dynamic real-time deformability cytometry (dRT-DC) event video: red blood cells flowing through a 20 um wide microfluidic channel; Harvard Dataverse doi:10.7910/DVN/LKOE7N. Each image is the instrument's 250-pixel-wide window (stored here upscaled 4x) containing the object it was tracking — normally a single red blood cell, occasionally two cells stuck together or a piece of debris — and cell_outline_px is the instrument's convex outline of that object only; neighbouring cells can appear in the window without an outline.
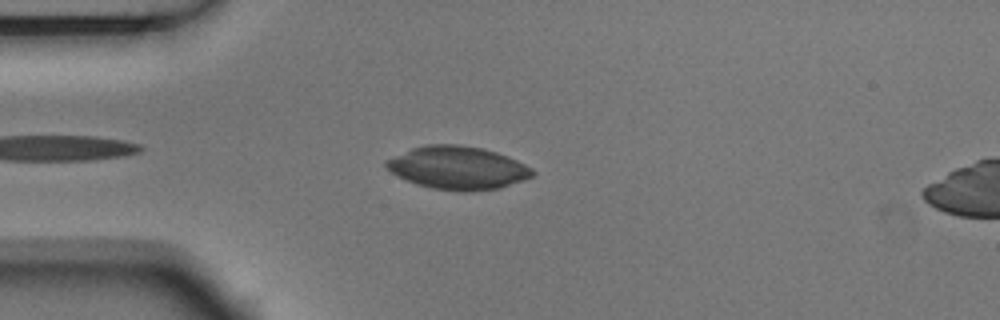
{"species": "Egyptian fruit bat (a non-hibernating species)", "species_latin": "Rousettus aegyptiacus", "temperature_condition": "room temperature", "stored_images_in_passage": 6, "camera_frame_rate_fps": 3000, "um_per_image_px": 0.085, "animal": {"sex": "male"}, "frame": {"image": 1, "passage_image": 3, "time_ms": 0.667, "image_size_px": [1000, 320], "cell_outline_px": [[536, 172], [532, 176], [500, 188], [468, 192], [460, 192], [432, 188], [416, 184], [396, 176], [384, 164], [384, 160], [412, 148], [424, 144], [460, 144], [484, 148], [508, 156], [532, 168]], "centroid_in_image_um": [38.89, 14.26], "position_along_channel_um": 46.1, "area_um2": 36.88}}
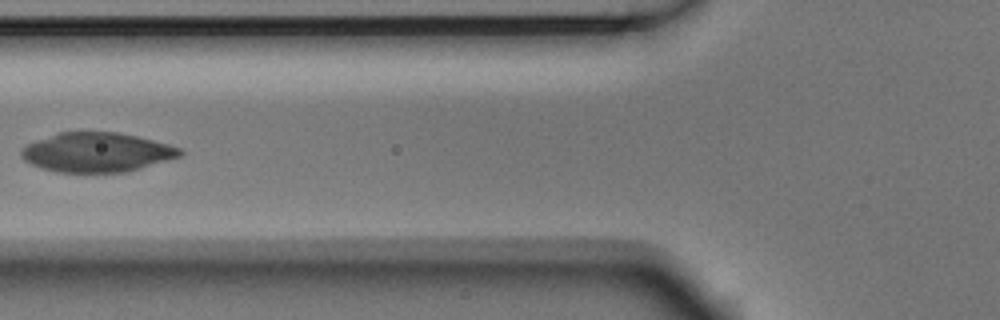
{"frame": {"image": 2, "passage_image": 5, "time_ms": 1.333, "image_size_px": [1000, 320], "cell_outline_px": [[184, 152], [180, 156], [128, 172], [56, 172], [40, 168], [24, 160], [20, 156], [20, 152], [28, 144], [36, 140], [56, 132], [116, 132], [136, 136], [168, 144], [180, 148]], "centroid_in_image_um": [8.2, 12.95], "position_along_channel_um": 117.6, "area_um2": 36.36}}
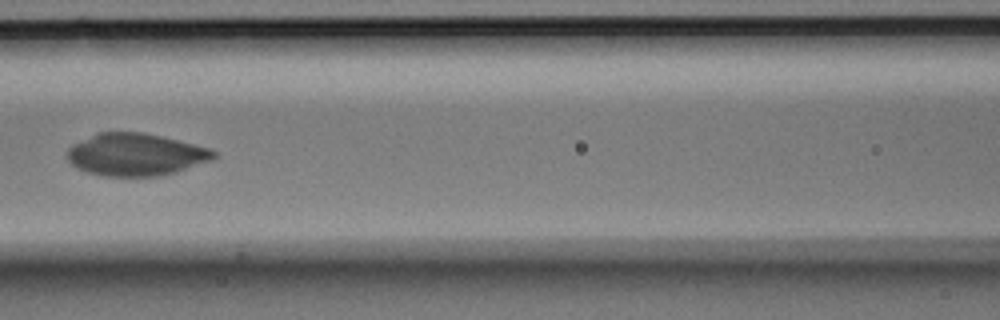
{"frame": {"image": 3, "passage_image": 6, "time_ms": 1.667, "image_size_px": [1000, 320], "cell_outline_px": [[216, 156], [212, 160], [176, 172], [160, 176], [104, 176], [88, 172], [76, 168], [68, 160], [68, 148], [72, 144], [100, 132], [140, 132], [160, 136], [208, 148], [216, 152]], "centroid_in_image_um": [11.52, 13.15], "position_along_channel_um": 155.1, "area_um2": 35.84}}